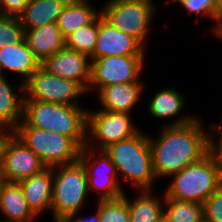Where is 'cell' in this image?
Wrapping results in <instances>:
<instances>
[{"instance_id": "6da1fadb", "label": "cell", "mask_w": 222, "mask_h": 222, "mask_svg": "<svg viewBox=\"0 0 222 222\" xmlns=\"http://www.w3.org/2000/svg\"><path fill=\"white\" fill-rule=\"evenodd\" d=\"M202 121L186 115L167 123L158 139L148 136L156 178L171 176L208 154V134Z\"/></svg>"}, {"instance_id": "7a4b0ae2", "label": "cell", "mask_w": 222, "mask_h": 222, "mask_svg": "<svg viewBox=\"0 0 222 222\" xmlns=\"http://www.w3.org/2000/svg\"><path fill=\"white\" fill-rule=\"evenodd\" d=\"M87 111L46 101L24 100L23 120L17 127H34L71 137L81 148L87 143Z\"/></svg>"}, {"instance_id": "3957f363", "label": "cell", "mask_w": 222, "mask_h": 222, "mask_svg": "<svg viewBox=\"0 0 222 222\" xmlns=\"http://www.w3.org/2000/svg\"><path fill=\"white\" fill-rule=\"evenodd\" d=\"M120 177L141 190H153L156 176L148 135L138 132L131 138L113 143L104 149Z\"/></svg>"}, {"instance_id": "277c9868", "label": "cell", "mask_w": 222, "mask_h": 222, "mask_svg": "<svg viewBox=\"0 0 222 222\" xmlns=\"http://www.w3.org/2000/svg\"><path fill=\"white\" fill-rule=\"evenodd\" d=\"M171 178L164 193L166 197L201 204L222 184L220 171L209 154Z\"/></svg>"}, {"instance_id": "5b68a950", "label": "cell", "mask_w": 222, "mask_h": 222, "mask_svg": "<svg viewBox=\"0 0 222 222\" xmlns=\"http://www.w3.org/2000/svg\"><path fill=\"white\" fill-rule=\"evenodd\" d=\"M88 193L87 171L80 160L53 166L51 214L54 222L80 213Z\"/></svg>"}, {"instance_id": "8992f818", "label": "cell", "mask_w": 222, "mask_h": 222, "mask_svg": "<svg viewBox=\"0 0 222 222\" xmlns=\"http://www.w3.org/2000/svg\"><path fill=\"white\" fill-rule=\"evenodd\" d=\"M12 133L47 167L79 160L81 147L69 136L34 127H16Z\"/></svg>"}, {"instance_id": "52a82bcc", "label": "cell", "mask_w": 222, "mask_h": 222, "mask_svg": "<svg viewBox=\"0 0 222 222\" xmlns=\"http://www.w3.org/2000/svg\"><path fill=\"white\" fill-rule=\"evenodd\" d=\"M102 16L114 28L135 38L143 47L155 14L152 0H109Z\"/></svg>"}, {"instance_id": "ba28073f", "label": "cell", "mask_w": 222, "mask_h": 222, "mask_svg": "<svg viewBox=\"0 0 222 222\" xmlns=\"http://www.w3.org/2000/svg\"><path fill=\"white\" fill-rule=\"evenodd\" d=\"M19 90L24 100L46 101L64 105L78 106L77 98L86 90L75 80L55 76L40 66Z\"/></svg>"}, {"instance_id": "9c48e42d", "label": "cell", "mask_w": 222, "mask_h": 222, "mask_svg": "<svg viewBox=\"0 0 222 222\" xmlns=\"http://www.w3.org/2000/svg\"><path fill=\"white\" fill-rule=\"evenodd\" d=\"M0 165L4 180L17 183L41 172L47 167L12 132H0Z\"/></svg>"}, {"instance_id": "30bf717a", "label": "cell", "mask_w": 222, "mask_h": 222, "mask_svg": "<svg viewBox=\"0 0 222 222\" xmlns=\"http://www.w3.org/2000/svg\"><path fill=\"white\" fill-rule=\"evenodd\" d=\"M92 145V141L90 143L87 142L86 146L81 148L79 156V160L87 171L88 191H100L101 193L98 195L99 200H112L122 197L124 191L120 185V179L111 158L104 150L95 151V147ZM95 155L100 158L95 159ZM97 168L99 171H96Z\"/></svg>"}, {"instance_id": "8fae6325", "label": "cell", "mask_w": 222, "mask_h": 222, "mask_svg": "<svg viewBox=\"0 0 222 222\" xmlns=\"http://www.w3.org/2000/svg\"><path fill=\"white\" fill-rule=\"evenodd\" d=\"M144 55L108 56L91 60V80L88 91L113 84L140 82L139 77L145 66Z\"/></svg>"}, {"instance_id": "7c38bea8", "label": "cell", "mask_w": 222, "mask_h": 222, "mask_svg": "<svg viewBox=\"0 0 222 222\" xmlns=\"http://www.w3.org/2000/svg\"><path fill=\"white\" fill-rule=\"evenodd\" d=\"M138 132L139 129L135 127L128 113L87 111V142L94 138L92 140L97 142L98 151L104 150L113 143L131 138Z\"/></svg>"}, {"instance_id": "4fadbf2b", "label": "cell", "mask_w": 222, "mask_h": 222, "mask_svg": "<svg viewBox=\"0 0 222 222\" xmlns=\"http://www.w3.org/2000/svg\"><path fill=\"white\" fill-rule=\"evenodd\" d=\"M41 66L55 76L75 80L88 93L91 80V59L88 55L65 47L48 57Z\"/></svg>"}, {"instance_id": "5bb4252c", "label": "cell", "mask_w": 222, "mask_h": 222, "mask_svg": "<svg viewBox=\"0 0 222 222\" xmlns=\"http://www.w3.org/2000/svg\"><path fill=\"white\" fill-rule=\"evenodd\" d=\"M144 49L135 38L117 30L102 14L99 15L97 43L91 60L108 56L144 55Z\"/></svg>"}, {"instance_id": "9a60e30c", "label": "cell", "mask_w": 222, "mask_h": 222, "mask_svg": "<svg viewBox=\"0 0 222 222\" xmlns=\"http://www.w3.org/2000/svg\"><path fill=\"white\" fill-rule=\"evenodd\" d=\"M29 208L38 217L46 210L51 211L53 190V167L18 182ZM45 210V211H44Z\"/></svg>"}, {"instance_id": "2e32d148", "label": "cell", "mask_w": 222, "mask_h": 222, "mask_svg": "<svg viewBox=\"0 0 222 222\" xmlns=\"http://www.w3.org/2000/svg\"><path fill=\"white\" fill-rule=\"evenodd\" d=\"M142 82L117 83L103 87L98 92L100 110L130 114L143 91Z\"/></svg>"}, {"instance_id": "e0dca14e", "label": "cell", "mask_w": 222, "mask_h": 222, "mask_svg": "<svg viewBox=\"0 0 222 222\" xmlns=\"http://www.w3.org/2000/svg\"><path fill=\"white\" fill-rule=\"evenodd\" d=\"M25 40L40 65L55 52L65 48V37L56 23L25 30Z\"/></svg>"}, {"instance_id": "ac0fdd59", "label": "cell", "mask_w": 222, "mask_h": 222, "mask_svg": "<svg viewBox=\"0 0 222 222\" xmlns=\"http://www.w3.org/2000/svg\"><path fill=\"white\" fill-rule=\"evenodd\" d=\"M0 212L6 216L0 222H34L38 218L29 208L22 188L17 182L5 181L2 184Z\"/></svg>"}, {"instance_id": "d6986e66", "label": "cell", "mask_w": 222, "mask_h": 222, "mask_svg": "<svg viewBox=\"0 0 222 222\" xmlns=\"http://www.w3.org/2000/svg\"><path fill=\"white\" fill-rule=\"evenodd\" d=\"M40 63L35 59L33 52L24 39L22 42L9 44L0 48V69L8 70L22 75V84L40 67Z\"/></svg>"}, {"instance_id": "ffe728a7", "label": "cell", "mask_w": 222, "mask_h": 222, "mask_svg": "<svg viewBox=\"0 0 222 222\" xmlns=\"http://www.w3.org/2000/svg\"><path fill=\"white\" fill-rule=\"evenodd\" d=\"M16 94L5 76L0 78V132L10 133L23 120L24 94ZM20 95V96H18Z\"/></svg>"}, {"instance_id": "44dd1931", "label": "cell", "mask_w": 222, "mask_h": 222, "mask_svg": "<svg viewBox=\"0 0 222 222\" xmlns=\"http://www.w3.org/2000/svg\"><path fill=\"white\" fill-rule=\"evenodd\" d=\"M101 11L95 10L89 0H68L57 18L56 25L64 37L91 24Z\"/></svg>"}, {"instance_id": "7402d4cb", "label": "cell", "mask_w": 222, "mask_h": 222, "mask_svg": "<svg viewBox=\"0 0 222 222\" xmlns=\"http://www.w3.org/2000/svg\"><path fill=\"white\" fill-rule=\"evenodd\" d=\"M68 0H30L19 17L25 30L56 23Z\"/></svg>"}, {"instance_id": "603a6c76", "label": "cell", "mask_w": 222, "mask_h": 222, "mask_svg": "<svg viewBox=\"0 0 222 222\" xmlns=\"http://www.w3.org/2000/svg\"><path fill=\"white\" fill-rule=\"evenodd\" d=\"M140 191L138 197L133 201L127 199L130 222H158L165 209L164 197L153 196L152 190Z\"/></svg>"}, {"instance_id": "cb8c5ba5", "label": "cell", "mask_w": 222, "mask_h": 222, "mask_svg": "<svg viewBox=\"0 0 222 222\" xmlns=\"http://www.w3.org/2000/svg\"><path fill=\"white\" fill-rule=\"evenodd\" d=\"M175 88H164L153 95L148 104V110L152 117L157 119H170L179 115L184 108L185 98Z\"/></svg>"}, {"instance_id": "d4e9b609", "label": "cell", "mask_w": 222, "mask_h": 222, "mask_svg": "<svg viewBox=\"0 0 222 222\" xmlns=\"http://www.w3.org/2000/svg\"><path fill=\"white\" fill-rule=\"evenodd\" d=\"M166 209L163 215L169 222L203 221V204L178 200L164 195Z\"/></svg>"}, {"instance_id": "484cf974", "label": "cell", "mask_w": 222, "mask_h": 222, "mask_svg": "<svg viewBox=\"0 0 222 222\" xmlns=\"http://www.w3.org/2000/svg\"><path fill=\"white\" fill-rule=\"evenodd\" d=\"M99 16L91 23L83 26L65 37V47L91 57L97 43Z\"/></svg>"}, {"instance_id": "4316f807", "label": "cell", "mask_w": 222, "mask_h": 222, "mask_svg": "<svg viewBox=\"0 0 222 222\" xmlns=\"http://www.w3.org/2000/svg\"><path fill=\"white\" fill-rule=\"evenodd\" d=\"M100 222H130L127 197L124 195L112 200H98Z\"/></svg>"}, {"instance_id": "83f0119b", "label": "cell", "mask_w": 222, "mask_h": 222, "mask_svg": "<svg viewBox=\"0 0 222 222\" xmlns=\"http://www.w3.org/2000/svg\"><path fill=\"white\" fill-rule=\"evenodd\" d=\"M25 39V29L19 18L0 14V48L15 45Z\"/></svg>"}, {"instance_id": "f1b7e54d", "label": "cell", "mask_w": 222, "mask_h": 222, "mask_svg": "<svg viewBox=\"0 0 222 222\" xmlns=\"http://www.w3.org/2000/svg\"><path fill=\"white\" fill-rule=\"evenodd\" d=\"M171 1L180 3L190 15L196 14V23L198 22V15H205L206 18L208 17L214 22L216 20L218 0H167L166 3L169 4Z\"/></svg>"}, {"instance_id": "f546056e", "label": "cell", "mask_w": 222, "mask_h": 222, "mask_svg": "<svg viewBox=\"0 0 222 222\" xmlns=\"http://www.w3.org/2000/svg\"><path fill=\"white\" fill-rule=\"evenodd\" d=\"M203 220L222 222V184L203 203Z\"/></svg>"}, {"instance_id": "4dcf8cb0", "label": "cell", "mask_w": 222, "mask_h": 222, "mask_svg": "<svg viewBox=\"0 0 222 222\" xmlns=\"http://www.w3.org/2000/svg\"><path fill=\"white\" fill-rule=\"evenodd\" d=\"M217 126L218 125L214 123L209 125L210 131L208 132V154L213 158L222 177V131H220ZM215 135H219V141H214L213 138L216 137Z\"/></svg>"}, {"instance_id": "1f68e13d", "label": "cell", "mask_w": 222, "mask_h": 222, "mask_svg": "<svg viewBox=\"0 0 222 222\" xmlns=\"http://www.w3.org/2000/svg\"><path fill=\"white\" fill-rule=\"evenodd\" d=\"M30 0H0V14L19 18Z\"/></svg>"}, {"instance_id": "d6a6232c", "label": "cell", "mask_w": 222, "mask_h": 222, "mask_svg": "<svg viewBox=\"0 0 222 222\" xmlns=\"http://www.w3.org/2000/svg\"><path fill=\"white\" fill-rule=\"evenodd\" d=\"M71 222H100L99 219V213L98 210H96L95 215L90 218H87L84 216H78V213L72 214L69 218H68Z\"/></svg>"}, {"instance_id": "836d02e7", "label": "cell", "mask_w": 222, "mask_h": 222, "mask_svg": "<svg viewBox=\"0 0 222 222\" xmlns=\"http://www.w3.org/2000/svg\"><path fill=\"white\" fill-rule=\"evenodd\" d=\"M216 21H218L217 25L212 28V32L216 35L220 32L222 28V0H218L217 10H216Z\"/></svg>"}, {"instance_id": "e575fe53", "label": "cell", "mask_w": 222, "mask_h": 222, "mask_svg": "<svg viewBox=\"0 0 222 222\" xmlns=\"http://www.w3.org/2000/svg\"><path fill=\"white\" fill-rule=\"evenodd\" d=\"M4 182H5V180H4L2 169H1V165H0V190H1L2 184Z\"/></svg>"}, {"instance_id": "d590c367", "label": "cell", "mask_w": 222, "mask_h": 222, "mask_svg": "<svg viewBox=\"0 0 222 222\" xmlns=\"http://www.w3.org/2000/svg\"><path fill=\"white\" fill-rule=\"evenodd\" d=\"M158 222H169V221H168V220L165 218V216L163 215Z\"/></svg>"}, {"instance_id": "8d00e7d4", "label": "cell", "mask_w": 222, "mask_h": 222, "mask_svg": "<svg viewBox=\"0 0 222 222\" xmlns=\"http://www.w3.org/2000/svg\"><path fill=\"white\" fill-rule=\"evenodd\" d=\"M216 37H219L220 39H222V29L220 30V32L217 34Z\"/></svg>"}, {"instance_id": "74e56055", "label": "cell", "mask_w": 222, "mask_h": 222, "mask_svg": "<svg viewBox=\"0 0 222 222\" xmlns=\"http://www.w3.org/2000/svg\"><path fill=\"white\" fill-rule=\"evenodd\" d=\"M58 222H71V221L67 218V219H62V220H60Z\"/></svg>"}, {"instance_id": "f35d334b", "label": "cell", "mask_w": 222, "mask_h": 222, "mask_svg": "<svg viewBox=\"0 0 222 222\" xmlns=\"http://www.w3.org/2000/svg\"><path fill=\"white\" fill-rule=\"evenodd\" d=\"M4 76V74L2 73L1 69H0V78Z\"/></svg>"}]
</instances>
